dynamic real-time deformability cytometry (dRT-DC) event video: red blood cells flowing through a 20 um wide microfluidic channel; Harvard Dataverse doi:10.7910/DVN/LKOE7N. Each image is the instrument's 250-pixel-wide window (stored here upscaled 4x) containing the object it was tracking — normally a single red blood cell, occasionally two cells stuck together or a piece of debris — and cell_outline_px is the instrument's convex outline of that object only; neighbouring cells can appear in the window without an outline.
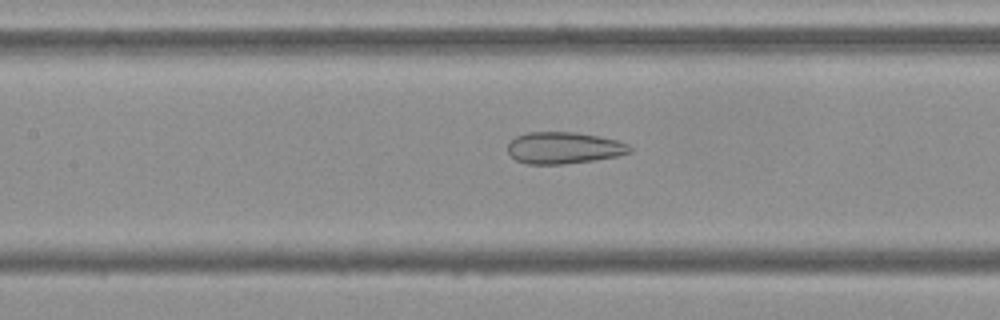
{"species": "Egyptian fruit bat (a non-hibernating species)", "species_latin": "Rousettus aegyptiacus", "temperature_condition": "cold", "stored_images_in_passage": 41, "camera_frame_rate_fps": 3000, "um_per_image_px": 0.085, "frame": {"image": 1, "passage_image": 11, "time_ms": 3.333, "image_size_px": [1000, 320], "cell_outline_px": [[632, 152], [620, 156], [596, 160], [564, 164], [528, 164], [516, 160], [508, 152], [508, 144], [516, 136], [528, 132], [576, 132], [600, 136], [620, 140], [628, 144], [632, 148]], "centroid_in_image_um": [47.99, 12.57], "position_along_channel_um": 159.4, "area_um2": 22.83}}
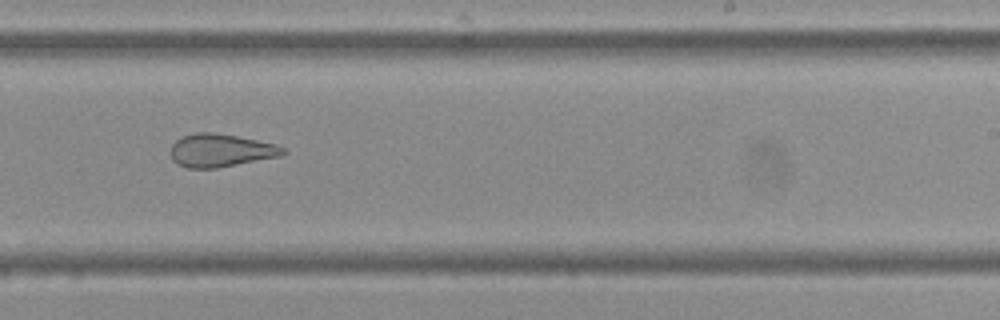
{"frame": {"image": 2, "passage_image": 20, "time_ms": 6.333, "image_size_px": [1000, 320], "cell_outline_px": [[288, 152], [280, 156], [216, 168], [188, 168], [176, 164], [172, 160], [168, 152], [172, 144], [176, 140], [184, 136], [196, 132], [212, 132], [236, 136], [276, 144], [288, 148]], "centroid_in_image_um": [18.74, 12.79], "position_along_channel_um": 270.3, "area_um2": 21.79}}
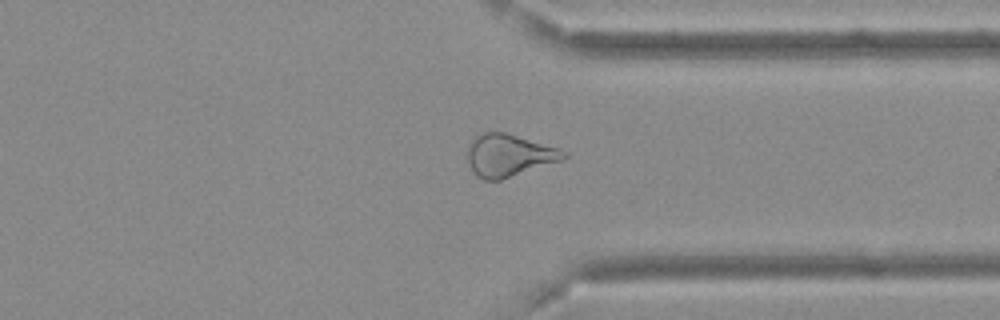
{"frame": {"image": 3, "passage_image": 28, "time_ms": 9.0, "image_size_px": [1000, 320], "cell_outline_px": [[568, 156], [564, 160], [500, 180], [484, 180], [476, 176], [468, 160], [468, 144], [476, 136], [484, 132], [504, 132], [560, 148], [568, 152]], "centroid_in_image_um": [43.3, 13.21], "position_along_channel_um": 368.1, "area_um2": 23.76}, "authors_computed_cell_mechanics": {"area_um2": 24.276, "velocity_mm_per_s": 3.7059, "shape_relaxation_time_tau1_ms": null, "shape_relaxation_time_tau2_ms": 1.7079, "deformation_change_tau1": null, "deformation_change_tau2": 0.1116}}